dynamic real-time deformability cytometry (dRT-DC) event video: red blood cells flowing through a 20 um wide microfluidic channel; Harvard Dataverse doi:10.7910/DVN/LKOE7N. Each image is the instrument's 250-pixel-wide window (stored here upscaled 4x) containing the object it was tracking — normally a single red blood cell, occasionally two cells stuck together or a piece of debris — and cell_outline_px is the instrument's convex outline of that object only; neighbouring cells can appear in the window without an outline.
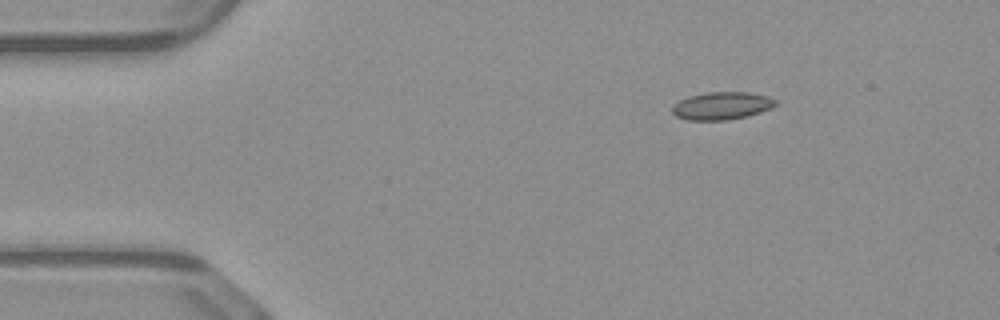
{"species": "common noctule bat (a hibernating species)", "species_latin": "Nyctalus noctula", "temperature_condition": "warm", "stored_images_in_passage": 44, "camera_frame_rate_fps": 3000, "um_per_image_px": 0.085, "animal": {"sex": "male", "body_mass_g": 23.1, "forearm_length_mm": 52.7}, "frame": {"image": 1, "passage_image": 1, "time_ms": 0.0, "image_size_px": [1000, 320], "cell_outline_px": [[780, 104], [772, 108], [748, 116], [728, 120], [688, 120], [676, 116], [672, 112], [672, 104], [688, 96], [708, 92], [748, 92], [768, 96], [780, 100]], "centroid_in_image_um": [61.41, 8.99], "position_along_channel_um": 23.6, "area_um2": 16.99}}
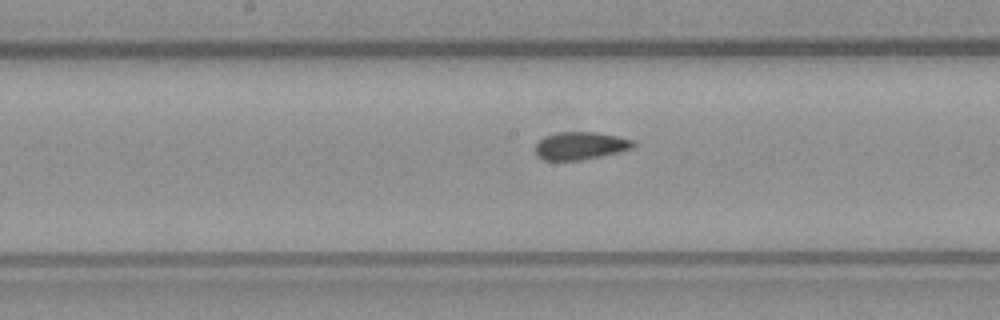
{"frame": {"image": 2, "passage_image": 19, "time_ms": 6.0, "image_size_px": [1000, 320], "cell_outline_px": [[636, 144], [632, 148], [600, 156], [580, 160], [544, 160], [536, 156], [536, 144], [544, 136], [560, 132], [596, 132], [616, 136], [632, 140]], "centroid_in_image_um": [49.3, 12.38], "position_along_channel_um": 198.9, "area_um2": 15.61}}
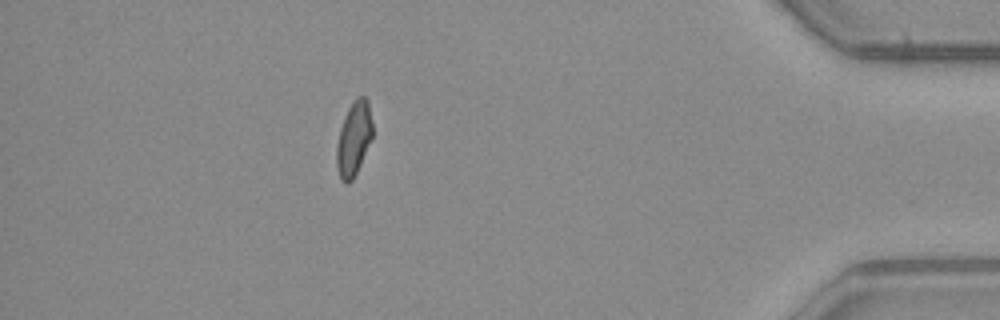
{"frame": {"image": 3, "passage_image": 38, "time_ms": 12.333, "image_size_px": [1000, 320], "cell_outline_px": [[372, 136], [360, 164], [352, 180], [348, 184], [344, 184], [340, 180], [336, 168], [336, 148], [340, 128], [344, 116], [348, 108], [356, 96], [364, 96], [368, 100], [372, 120]], "centroid_in_image_um": [30.05, 11.79], "position_along_channel_um": 405.2, "area_um2": 15.61}, "authors_computed_cell_mechanics": {"area_um2": 15.9528, "velocity_mm_per_s": 4.0973, "shape_relaxation_time_tau1_ms": null, "shape_relaxation_time_tau2_ms": 1.7811, "deformation_change_tau1": null, "deformation_change_tau2": 0.056}}